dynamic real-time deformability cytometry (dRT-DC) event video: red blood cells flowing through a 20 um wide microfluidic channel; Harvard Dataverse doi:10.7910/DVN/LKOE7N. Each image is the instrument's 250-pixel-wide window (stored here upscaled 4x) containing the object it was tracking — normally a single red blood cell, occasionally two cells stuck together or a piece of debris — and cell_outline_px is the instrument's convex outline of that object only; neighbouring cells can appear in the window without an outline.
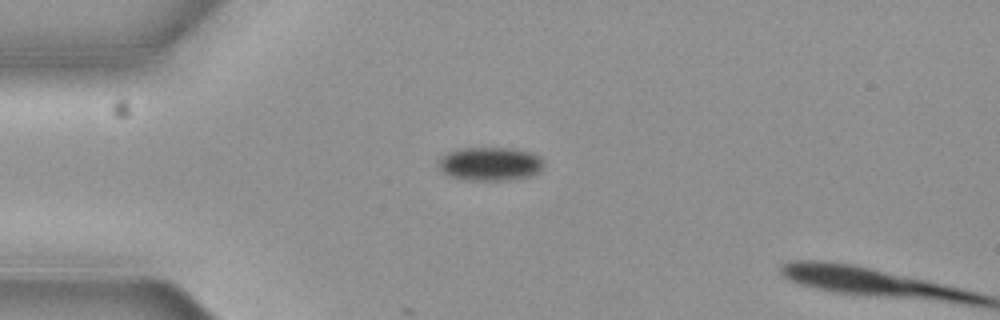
{"species": "common noctule bat (a hibernating species)", "species_latin": "Nyctalus noctula", "temperature_condition": "cold", "stored_images_in_passage": 2, "camera_frame_rate_fps": 3000, "um_per_image_px": 0.085, "animal": {"sex": "female", "body_mass_g": 19.3, "forearm_length_mm": 54.1}, "frame": {"image": 1, "passage_image": 1, "time_ms": 0.0, "image_size_px": [1000, 320], "cell_outline_px": [[544, 168], [540, 172], [532, 176], [512, 180], [468, 180], [448, 176], [440, 168], [440, 160], [444, 156], [452, 152], [464, 148], [504, 148], [528, 152], [536, 156], [544, 164]], "centroid_in_image_um": [41.7, 13.96], "position_along_channel_um": 43.3, "area_um2": 20.17}}